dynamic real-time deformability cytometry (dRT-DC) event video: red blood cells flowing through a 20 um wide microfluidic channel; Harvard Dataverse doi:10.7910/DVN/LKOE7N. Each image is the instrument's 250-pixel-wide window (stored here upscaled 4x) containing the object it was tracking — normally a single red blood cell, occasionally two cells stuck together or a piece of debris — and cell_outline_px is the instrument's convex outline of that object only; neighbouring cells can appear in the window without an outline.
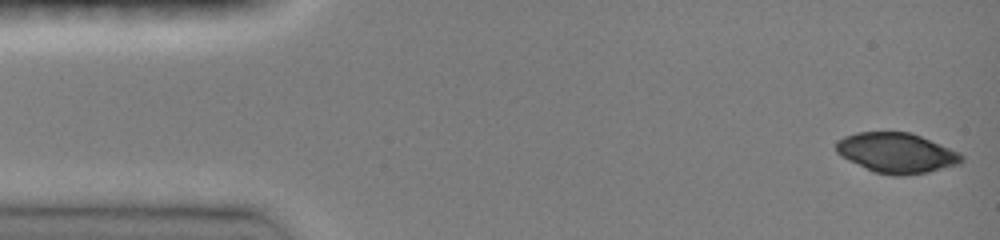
{"species": "common noctule bat (a hibernating species)", "species_latin": "Nyctalus noctula", "temperature_condition": "room temperature", "stored_images_in_passage": 45, "camera_frame_rate_fps": 3000, "um_per_image_px": 0.085, "animal": {"sex": "female", "body_mass_g": 19.0, "forearm_length_mm": 51.5}, "frame": {"image": 1, "passage_image": 1, "time_ms": 0.0, "image_size_px": [1000, 240], "cell_outline_px": [[964, 160], [960, 164], [928, 172], [900, 176], [892, 176], [872, 172], [840, 156], [836, 152], [836, 140], [844, 136], [856, 132], [912, 132], [960, 152], [964, 156]], "centroid_in_image_um": [76.2, 13.0], "position_along_channel_um": 8.8, "area_um2": 29.71}}
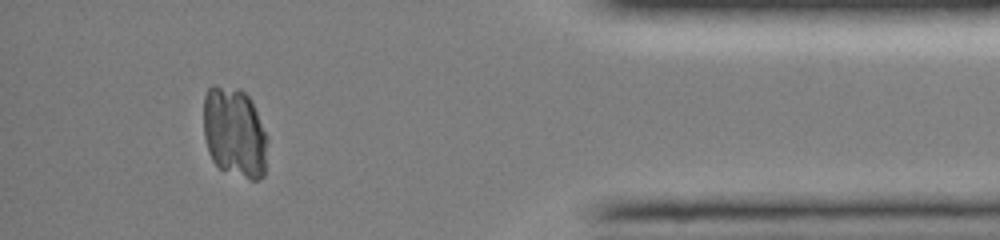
{"frame": {"image": 2, "passage_image": 41, "time_ms": 13.333, "image_size_px": [1000, 240], "cell_outline_px": [[268, 140], [264, 176], [260, 180], [252, 180], [220, 168], [212, 160], [208, 152], [204, 136], [204, 96], [208, 88], [212, 84], [236, 88], [244, 92], [252, 100], [268, 136]], "centroid_in_image_um": [19.95, 11.25], "position_along_channel_um": 415.2, "area_um2": 34.04}}